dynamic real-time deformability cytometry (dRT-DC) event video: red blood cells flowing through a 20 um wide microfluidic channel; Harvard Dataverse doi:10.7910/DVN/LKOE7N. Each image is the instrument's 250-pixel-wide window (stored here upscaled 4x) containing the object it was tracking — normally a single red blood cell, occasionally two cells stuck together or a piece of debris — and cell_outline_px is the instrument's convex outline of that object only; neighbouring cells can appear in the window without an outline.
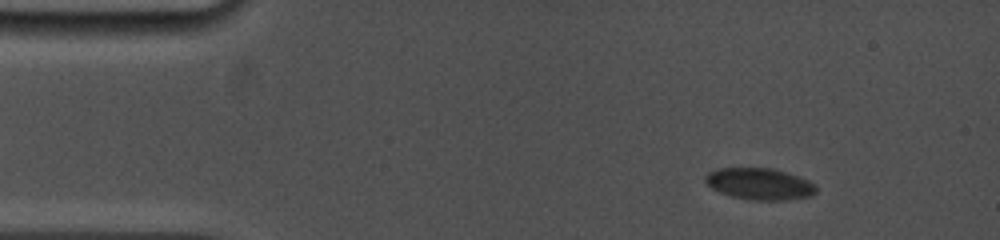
{"species": "common noctule bat (a hibernating species)", "species_latin": "Nyctalus noctula", "temperature_condition": "cold", "stored_images_in_passage": 19, "camera_frame_rate_fps": 5000, "um_per_image_px": 0.085, "animal": {"sex": "female", "body_mass_g": 19.0, "forearm_length_mm": 53.3}, "frame": {"image": 1, "passage_image": 5, "time_ms": 1.2, "image_size_px": [1000, 240], "cell_outline_px": [[816, 192], [808, 196], [788, 200], [752, 200], [732, 196], [720, 192], [712, 188], [704, 180], [704, 176], [708, 172], [720, 168], [772, 168], [808, 180], [816, 184]], "centroid_in_image_um": [64.55, 15.63], "position_along_channel_um": 20.5, "area_um2": 20.23}}